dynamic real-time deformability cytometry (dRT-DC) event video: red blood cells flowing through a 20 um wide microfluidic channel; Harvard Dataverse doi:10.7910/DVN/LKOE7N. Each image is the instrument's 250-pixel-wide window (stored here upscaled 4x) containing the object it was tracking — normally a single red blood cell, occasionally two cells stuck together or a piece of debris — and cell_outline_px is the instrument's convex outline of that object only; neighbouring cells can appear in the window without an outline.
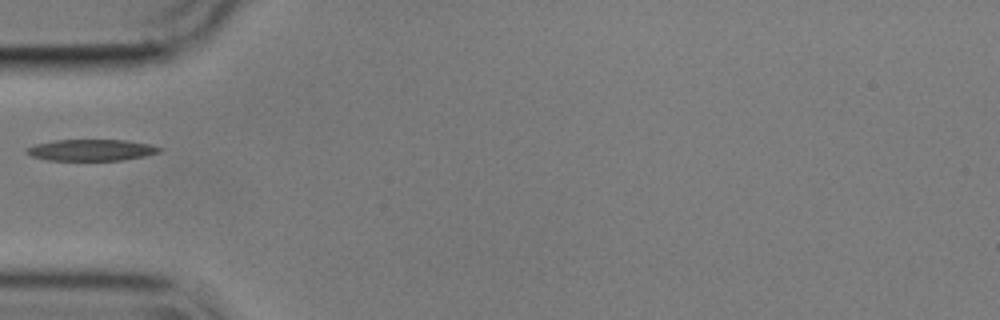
{"species": "common noctule bat (a hibernating species)", "species_latin": "Nyctalus noctula", "temperature_condition": "cold", "stored_images_in_passage": 39, "camera_frame_rate_fps": 3000, "um_per_image_px": 0.085, "animal": {"sex": "male", "body_mass_g": 17.9}, "frame": {"image": 1, "passage_image": 1, "time_ms": 0.0, "image_size_px": [1000, 320], "cell_outline_px": [[164, 148], [160, 152], [144, 156], [120, 160], [48, 160], [32, 156], [24, 152], [24, 148], [36, 144], [56, 140], [124, 140], [148, 144]], "centroid_in_image_um": [7.73, 12.75], "position_along_channel_um": 77.3, "area_um2": 16.47}}
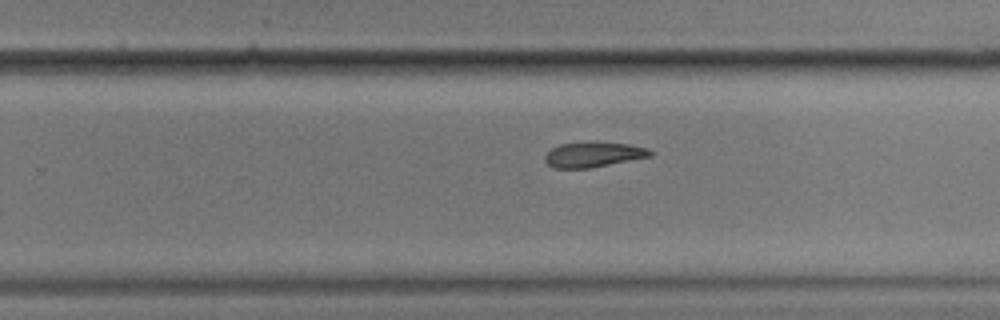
{"frame": {"image": 2, "passage_image": 18, "time_ms": 5.667, "image_size_px": [1000, 320], "cell_outline_px": [[652, 156], [588, 168], [552, 168], [544, 160], [544, 156], [552, 148], [560, 144], [628, 144], [648, 148], [652, 152]], "centroid_in_image_um": [50.41, 13.17], "position_along_channel_um": 279.4, "area_um2": 14.68}}
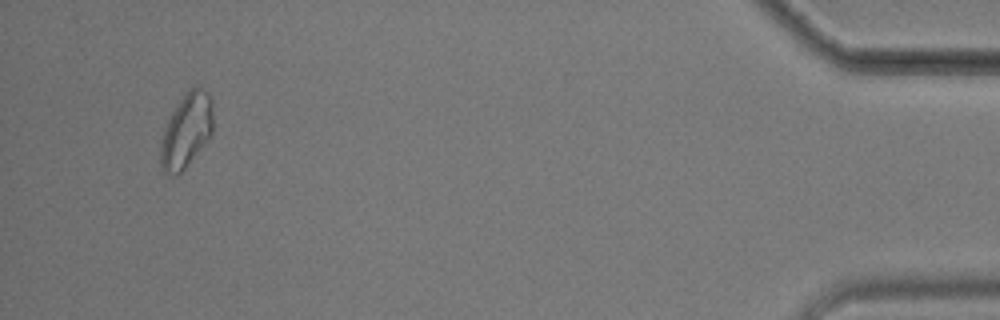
{"frame": {"image": 3, "passage_image": 36, "time_ms": 11.667, "image_size_px": [1000, 320], "cell_outline_px": [[212, 132], [208, 140], [180, 176], [172, 176], [164, 172], [160, 164], [160, 144], [164, 128], [176, 104], [184, 92], [188, 88], [196, 84], [204, 88], [208, 92], [212, 100]], "centroid_in_image_um": [15.84, 11.1], "position_along_channel_um": 419.4, "area_um2": 23.41}}